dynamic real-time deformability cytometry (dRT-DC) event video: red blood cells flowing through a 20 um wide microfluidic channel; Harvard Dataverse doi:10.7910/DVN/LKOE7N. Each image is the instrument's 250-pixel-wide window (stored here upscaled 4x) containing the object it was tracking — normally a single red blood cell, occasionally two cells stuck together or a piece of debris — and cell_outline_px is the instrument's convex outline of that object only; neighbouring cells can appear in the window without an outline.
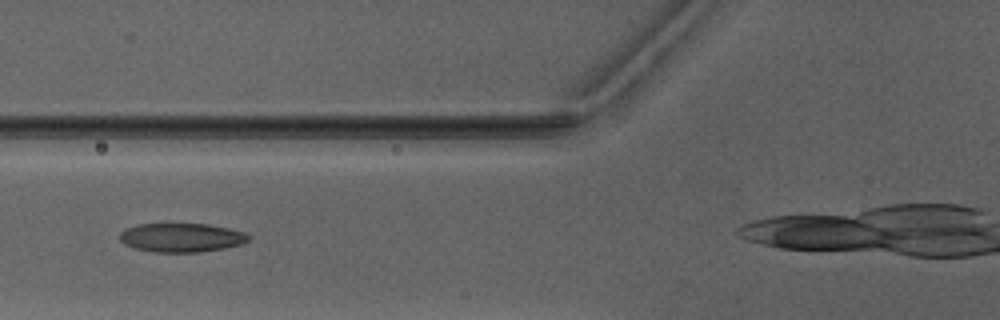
{"species": "Egyptian fruit bat (a non-hibernating species)", "species_latin": "Rousettus aegyptiacus", "temperature_condition": "warm", "stored_images_in_passage": 6, "camera_frame_rate_fps": 3000, "um_per_image_px": 0.085, "animal": {"sex": "male"}, "frame": {"image": 1, "passage_image": 3, "time_ms": 2.333, "image_size_px": [1000, 320], "cell_outline_px": [[248, 240], [240, 244], [224, 248], [200, 252], [152, 252], [136, 248], [124, 244], [120, 240], [120, 232], [128, 228], [140, 224], [208, 224], [228, 228], [244, 232], [248, 236]], "centroid_in_image_um": [15.41, 20.2], "position_along_channel_um": 110.4, "area_um2": 21.44}}
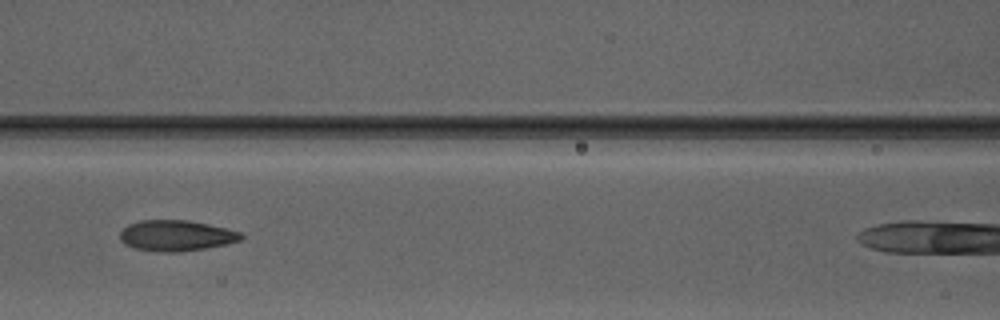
{"frame": {"image": 2, "passage_image": 4, "time_ms": 3.333, "image_size_px": [1000, 320], "cell_outline_px": [[244, 236], [240, 240], [224, 244], [204, 248], [172, 252], [160, 252], [136, 248], [124, 244], [120, 240], [120, 232], [128, 224], [140, 220], [188, 220], [208, 224], [240, 232]], "centroid_in_image_um": [14.93, 20.01], "position_along_channel_um": 151.7, "area_um2": 21.44}}